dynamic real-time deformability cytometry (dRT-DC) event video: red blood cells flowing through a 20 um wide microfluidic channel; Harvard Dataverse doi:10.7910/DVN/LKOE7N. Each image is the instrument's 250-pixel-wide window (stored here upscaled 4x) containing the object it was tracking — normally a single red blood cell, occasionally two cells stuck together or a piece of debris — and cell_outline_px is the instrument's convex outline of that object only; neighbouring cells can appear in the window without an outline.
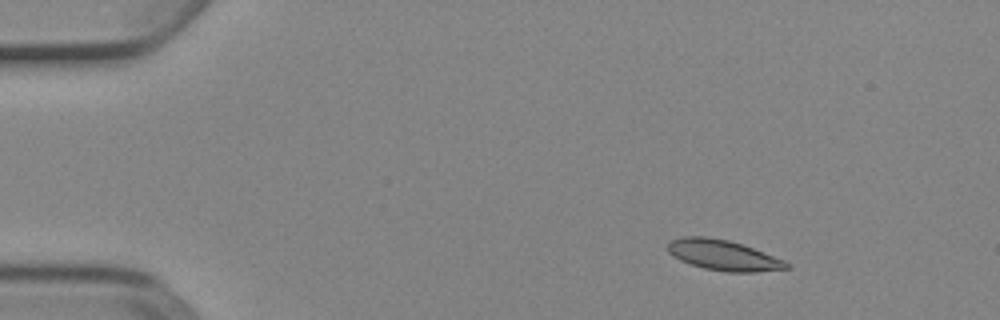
{"species": "Egyptian fruit bat (a non-hibernating species)", "species_latin": "Rousettus aegyptiacus", "temperature_condition": "cold", "stored_images_in_passage": 4, "camera_frame_rate_fps": 3000, "um_per_image_px": 0.085, "animal": {"sex": "female"}, "frame": {"image": 1, "passage_image": 2, "time_ms": 0.333, "image_size_px": [1000, 320], "cell_outline_px": [[792, 268], [756, 272], [728, 272], [704, 268], [680, 260], [668, 252], [668, 240], [680, 236], [708, 236], [728, 240], [752, 248], [784, 260]], "centroid_in_image_um": [61.44, 21.68], "position_along_channel_um": 23.6, "area_um2": 20.98}}